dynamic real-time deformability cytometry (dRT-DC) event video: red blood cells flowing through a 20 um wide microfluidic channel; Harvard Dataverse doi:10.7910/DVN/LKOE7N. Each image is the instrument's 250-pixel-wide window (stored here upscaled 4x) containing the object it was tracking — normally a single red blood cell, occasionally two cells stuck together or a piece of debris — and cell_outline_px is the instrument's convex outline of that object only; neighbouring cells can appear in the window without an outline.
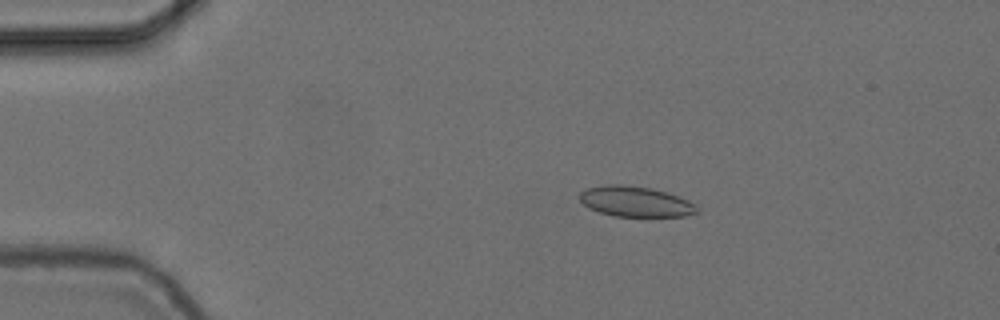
{"species": "common noctule bat (a hibernating species)", "species_latin": "Nyctalus noctula", "temperature_condition": "cold", "stored_images_in_passage": 46, "camera_frame_rate_fps": 3000, "um_per_image_px": 0.085, "animal": {"sex": "female", "body_mass_g": 24.6, "forearm_length_mm": 56.2}, "frame": {"image": 1, "passage_image": 1, "time_ms": 0.0, "image_size_px": [1000, 320], "cell_outline_px": [[700, 212], [684, 216], [616, 216], [600, 212], [588, 208], [580, 200], [580, 192], [588, 188], [608, 184], [620, 184], [652, 188], [688, 200], [696, 204]], "centroid_in_image_um": [54.02, 17.13], "position_along_channel_um": 31.0, "area_um2": 20.63}}
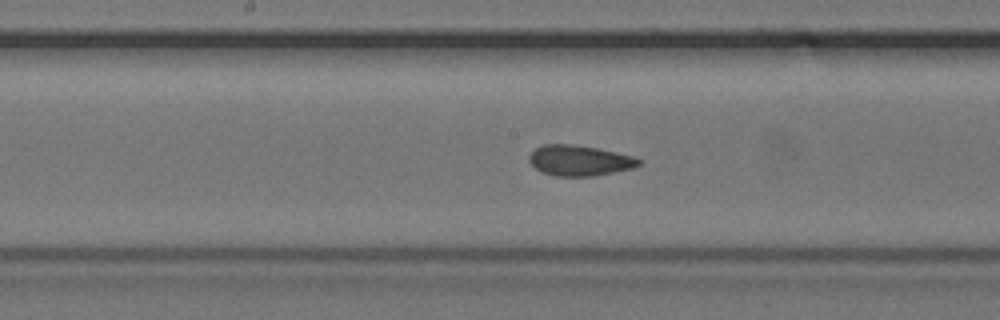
{"frame": {"image": 2, "passage_image": 19, "time_ms": 6.0, "image_size_px": [1000, 320], "cell_outline_px": [[640, 164], [632, 168], [592, 176], [556, 176], [540, 172], [528, 160], [528, 156], [540, 144], [572, 144], [596, 148], [616, 152], [632, 156], [640, 160]], "centroid_in_image_um": [49.2, 13.64], "position_along_channel_um": 199.0, "area_um2": 19.36}}
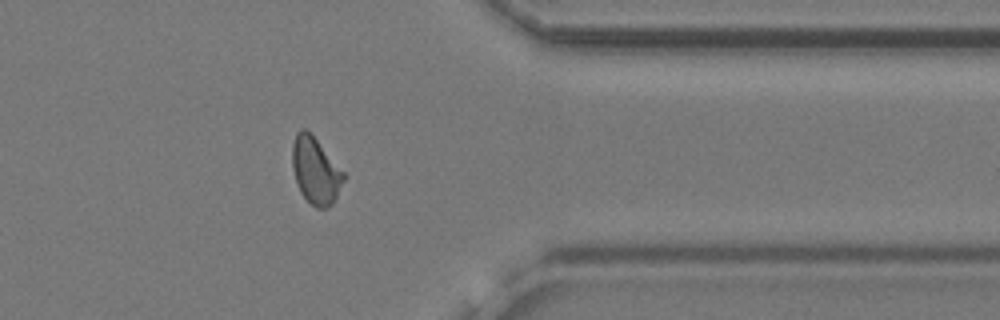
{"frame": {"image": 3, "passage_image": 35, "time_ms": 11.333, "image_size_px": [1000, 320], "cell_outline_px": [[344, 180], [332, 204], [328, 208], [316, 208], [300, 192], [292, 168], [292, 144], [296, 132], [300, 128], [304, 128], [316, 140], [344, 172]], "centroid_in_image_um": [26.79, 14.51], "position_along_channel_um": 384.6, "area_um2": 19.54}, "authors_computed_cell_mechanics": {"area_um2": 19.7098, "velocity_mm_per_s": 3.7166, "shape_relaxation_time_tau1_ms": 6.4593, "shape_relaxation_time_tau2_ms": 1.5549, "deformation_change_tau1": 0.1299, "deformation_change_tau2": 0.06}}